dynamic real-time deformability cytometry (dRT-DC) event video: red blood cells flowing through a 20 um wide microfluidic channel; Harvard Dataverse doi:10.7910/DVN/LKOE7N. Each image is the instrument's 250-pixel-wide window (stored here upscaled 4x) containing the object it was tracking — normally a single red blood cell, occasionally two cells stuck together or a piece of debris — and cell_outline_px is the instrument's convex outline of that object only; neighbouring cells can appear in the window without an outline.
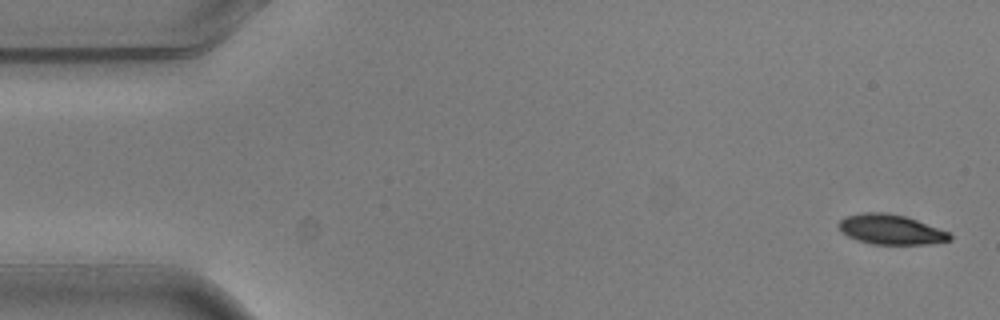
{"species": "common noctule bat (a hibernating species)", "species_latin": "Nyctalus noctula", "temperature_condition": "warm", "stored_images_in_passage": 4, "camera_frame_rate_fps": 3000, "um_per_image_px": 0.085, "animal": {"sex": "male", "body_mass_g": 20.5, "forearm_length_mm": 52.5}, "frame": {"image": 1, "passage_image": 1, "time_ms": 0.0, "image_size_px": [1000, 320], "cell_outline_px": [[952, 240], [928, 244], [872, 244], [856, 240], [840, 232], [836, 224], [844, 216], [864, 212], [888, 212], [904, 216], [916, 220], [948, 232], [952, 236]], "centroid_in_image_um": [75.65, 19.5], "position_along_channel_um": 9.4, "area_um2": 19.48}}
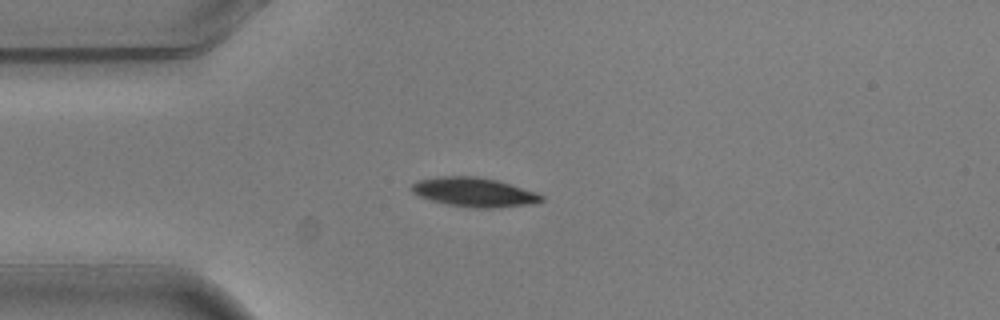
{"frame": {"image": 2, "passage_image": 4, "time_ms": 1.0, "image_size_px": [1000, 320], "cell_outline_px": [[544, 200], [536, 204], [492, 208], [476, 208], [448, 204], [432, 200], [420, 196], [412, 192], [412, 184], [416, 180], [436, 176], [476, 176], [496, 180], [536, 192], [544, 196]], "centroid_in_image_um": [40.32, 16.33], "position_along_channel_um": 44.7, "area_um2": 22.08}}